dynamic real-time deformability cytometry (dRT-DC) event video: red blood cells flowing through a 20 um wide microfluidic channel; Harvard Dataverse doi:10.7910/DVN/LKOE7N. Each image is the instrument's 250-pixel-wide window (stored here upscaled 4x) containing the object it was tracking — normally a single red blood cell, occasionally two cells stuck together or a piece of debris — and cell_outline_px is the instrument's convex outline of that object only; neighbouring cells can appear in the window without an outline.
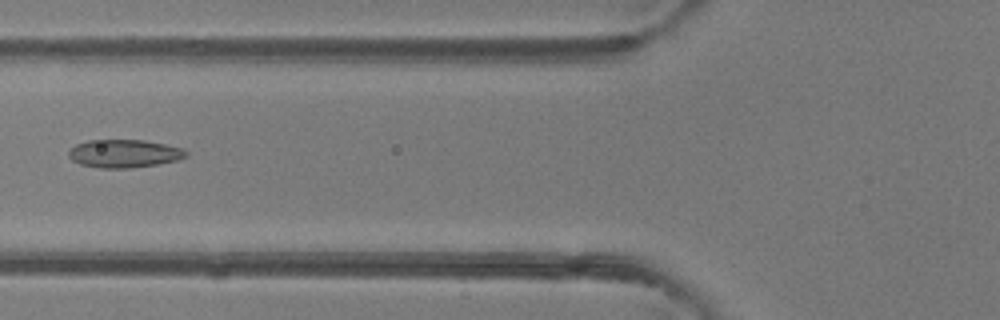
{"species": "common noctule bat (a hibernating species)", "species_latin": "Nyctalus noctula", "temperature_condition": "room temperature", "stored_images_in_passage": 6, "camera_frame_rate_fps": 3000, "um_per_image_px": 0.085, "animal": {"sex": "female"}, "frame": {"image": 1, "passage_image": 5, "time_ms": 1.333, "image_size_px": [1000, 320], "cell_outline_px": [[188, 156], [180, 160], [156, 164], [128, 168], [100, 168], [80, 164], [72, 160], [68, 156], [68, 152], [76, 144], [88, 140], [144, 140], [184, 148], [188, 152]], "centroid_in_image_um": [10.58, 13.05], "position_along_channel_um": 115.2, "area_um2": 19.25}}
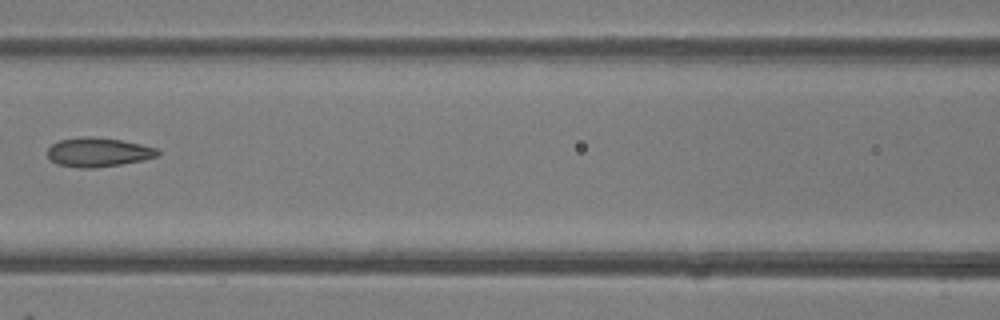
{"frame": {"image": 2, "passage_image": 6, "time_ms": 1.667, "image_size_px": [1000, 320], "cell_outline_px": [[160, 152], [156, 156], [144, 160], [120, 164], [92, 168], [84, 168], [56, 164], [48, 156], [48, 148], [52, 144], [60, 140], [84, 136], [92, 136], [120, 140], [140, 144], [156, 148]], "centroid_in_image_um": [8.33, 12.93], "position_along_channel_um": 158.3, "area_um2": 18.5}}